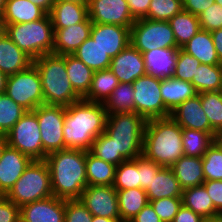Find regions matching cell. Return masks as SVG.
Here are the masks:
<instances>
[{"label": "cell", "instance_id": "cell-1", "mask_svg": "<svg viewBox=\"0 0 222 222\" xmlns=\"http://www.w3.org/2000/svg\"><path fill=\"white\" fill-rule=\"evenodd\" d=\"M107 115L103 103L81 99L66 106L63 127L66 148L90 151L95 138L105 131Z\"/></svg>", "mask_w": 222, "mask_h": 222}, {"label": "cell", "instance_id": "cell-2", "mask_svg": "<svg viewBox=\"0 0 222 222\" xmlns=\"http://www.w3.org/2000/svg\"><path fill=\"white\" fill-rule=\"evenodd\" d=\"M48 165L53 196L79 199L88 186L86 175V151L64 149L50 153L44 159Z\"/></svg>", "mask_w": 222, "mask_h": 222}, {"label": "cell", "instance_id": "cell-3", "mask_svg": "<svg viewBox=\"0 0 222 222\" xmlns=\"http://www.w3.org/2000/svg\"><path fill=\"white\" fill-rule=\"evenodd\" d=\"M142 155L163 167H171L184 156L182 127L170 116L147 120Z\"/></svg>", "mask_w": 222, "mask_h": 222}, {"label": "cell", "instance_id": "cell-4", "mask_svg": "<svg viewBox=\"0 0 222 222\" xmlns=\"http://www.w3.org/2000/svg\"><path fill=\"white\" fill-rule=\"evenodd\" d=\"M42 84L44 104L69 106L82 99L67 75L65 55L44 54L33 60Z\"/></svg>", "mask_w": 222, "mask_h": 222}, {"label": "cell", "instance_id": "cell-5", "mask_svg": "<svg viewBox=\"0 0 222 222\" xmlns=\"http://www.w3.org/2000/svg\"><path fill=\"white\" fill-rule=\"evenodd\" d=\"M147 120L135 112L107 115L105 132L113 138L116 154L125 160L142 155L144 130Z\"/></svg>", "mask_w": 222, "mask_h": 222}, {"label": "cell", "instance_id": "cell-6", "mask_svg": "<svg viewBox=\"0 0 222 222\" xmlns=\"http://www.w3.org/2000/svg\"><path fill=\"white\" fill-rule=\"evenodd\" d=\"M6 35L33 60L53 53L54 30L49 14L33 22L6 25Z\"/></svg>", "mask_w": 222, "mask_h": 222}, {"label": "cell", "instance_id": "cell-7", "mask_svg": "<svg viewBox=\"0 0 222 222\" xmlns=\"http://www.w3.org/2000/svg\"><path fill=\"white\" fill-rule=\"evenodd\" d=\"M5 196L18 207L53 196L45 160H33Z\"/></svg>", "mask_w": 222, "mask_h": 222}, {"label": "cell", "instance_id": "cell-8", "mask_svg": "<svg viewBox=\"0 0 222 222\" xmlns=\"http://www.w3.org/2000/svg\"><path fill=\"white\" fill-rule=\"evenodd\" d=\"M130 39L142 54L157 47L179 49L168 21L138 19L130 28Z\"/></svg>", "mask_w": 222, "mask_h": 222}, {"label": "cell", "instance_id": "cell-9", "mask_svg": "<svg viewBox=\"0 0 222 222\" xmlns=\"http://www.w3.org/2000/svg\"><path fill=\"white\" fill-rule=\"evenodd\" d=\"M5 93L26 111L44 104L41 77L34 64L7 78Z\"/></svg>", "mask_w": 222, "mask_h": 222}, {"label": "cell", "instance_id": "cell-10", "mask_svg": "<svg viewBox=\"0 0 222 222\" xmlns=\"http://www.w3.org/2000/svg\"><path fill=\"white\" fill-rule=\"evenodd\" d=\"M161 79L145 74L132 83L135 113L143 116L146 120L170 116L171 112L165 107L161 96Z\"/></svg>", "mask_w": 222, "mask_h": 222}, {"label": "cell", "instance_id": "cell-11", "mask_svg": "<svg viewBox=\"0 0 222 222\" xmlns=\"http://www.w3.org/2000/svg\"><path fill=\"white\" fill-rule=\"evenodd\" d=\"M33 112L37 115L39 123L43 160L50 153L67 149L63 136L65 106L42 104Z\"/></svg>", "mask_w": 222, "mask_h": 222}, {"label": "cell", "instance_id": "cell-12", "mask_svg": "<svg viewBox=\"0 0 222 222\" xmlns=\"http://www.w3.org/2000/svg\"><path fill=\"white\" fill-rule=\"evenodd\" d=\"M7 144L32 160H43V145L37 115L26 111L6 134Z\"/></svg>", "mask_w": 222, "mask_h": 222}, {"label": "cell", "instance_id": "cell-13", "mask_svg": "<svg viewBox=\"0 0 222 222\" xmlns=\"http://www.w3.org/2000/svg\"><path fill=\"white\" fill-rule=\"evenodd\" d=\"M79 200L94 216L120 219L117 191L112 185H88Z\"/></svg>", "mask_w": 222, "mask_h": 222}, {"label": "cell", "instance_id": "cell-14", "mask_svg": "<svg viewBox=\"0 0 222 222\" xmlns=\"http://www.w3.org/2000/svg\"><path fill=\"white\" fill-rule=\"evenodd\" d=\"M89 19L92 23L119 25L129 29L135 23L127 0H90Z\"/></svg>", "mask_w": 222, "mask_h": 222}, {"label": "cell", "instance_id": "cell-15", "mask_svg": "<svg viewBox=\"0 0 222 222\" xmlns=\"http://www.w3.org/2000/svg\"><path fill=\"white\" fill-rule=\"evenodd\" d=\"M118 78L119 83H133L147 74L145 59L131 43L111 59L109 68Z\"/></svg>", "mask_w": 222, "mask_h": 222}, {"label": "cell", "instance_id": "cell-16", "mask_svg": "<svg viewBox=\"0 0 222 222\" xmlns=\"http://www.w3.org/2000/svg\"><path fill=\"white\" fill-rule=\"evenodd\" d=\"M65 200L50 196L20 207V222H64Z\"/></svg>", "mask_w": 222, "mask_h": 222}, {"label": "cell", "instance_id": "cell-17", "mask_svg": "<svg viewBox=\"0 0 222 222\" xmlns=\"http://www.w3.org/2000/svg\"><path fill=\"white\" fill-rule=\"evenodd\" d=\"M90 36L111 58L130 44V29L125 26L93 23Z\"/></svg>", "mask_w": 222, "mask_h": 222}, {"label": "cell", "instance_id": "cell-18", "mask_svg": "<svg viewBox=\"0 0 222 222\" xmlns=\"http://www.w3.org/2000/svg\"><path fill=\"white\" fill-rule=\"evenodd\" d=\"M33 160L8 144L0 157V195L5 196Z\"/></svg>", "mask_w": 222, "mask_h": 222}, {"label": "cell", "instance_id": "cell-19", "mask_svg": "<svg viewBox=\"0 0 222 222\" xmlns=\"http://www.w3.org/2000/svg\"><path fill=\"white\" fill-rule=\"evenodd\" d=\"M170 117L182 128L212 133V127L202 108L199 93L177 106L171 111Z\"/></svg>", "mask_w": 222, "mask_h": 222}, {"label": "cell", "instance_id": "cell-20", "mask_svg": "<svg viewBox=\"0 0 222 222\" xmlns=\"http://www.w3.org/2000/svg\"><path fill=\"white\" fill-rule=\"evenodd\" d=\"M93 23L89 17L82 23L67 28H53V53L58 55L73 54L90 37Z\"/></svg>", "mask_w": 222, "mask_h": 222}, {"label": "cell", "instance_id": "cell-21", "mask_svg": "<svg viewBox=\"0 0 222 222\" xmlns=\"http://www.w3.org/2000/svg\"><path fill=\"white\" fill-rule=\"evenodd\" d=\"M33 64V59L6 35L0 39V70L7 76L27 69Z\"/></svg>", "mask_w": 222, "mask_h": 222}, {"label": "cell", "instance_id": "cell-22", "mask_svg": "<svg viewBox=\"0 0 222 222\" xmlns=\"http://www.w3.org/2000/svg\"><path fill=\"white\" fill-rule=\"evenodd\" d=\"M148 201L168 197H182L183 189L171 167H161L156 175H153L151 183L145 190Z\"/></svg>", "mask_w": 222, "mask_h": 222}, {"label": "cell", "instance_id": "cell-23", "mask_svg": "<svg viewBox=\"0 0 222 222\" xmlns=\"http://www.w3.org/2000/svg\"><path fill=\"white\" fill-rule=\"evenodd\" d=\"M49 15L53 28H67L89 17L88 5L56 0Z\"/></svg>", "mask_w": 222, "mask_h": 222}, {"label": "cell", "instance_id": "cell-24", "mask_svg": "<svg viewBox=\"0 0 222 222\" xmlns=\"http://www.w3.org/2000/svg\"><path fill=\"white\" fill-rule=\"evenodd\" d=\"M178 49L155 48L143 53L147 74L158 78L173 77Z\"/></svg>", "mask_w": 222, "mask_h": 222}, {"label": "cell", "instance_id": "cell-25", "mask_svg": "<svg viewBox=\"0 0 222 222\" xmlns=\"http://www.w3.org/2000/svg\"><path fill=\"white\" fill-rule=\"evenodd\" d=\"M171 169L183 190L203 185L205 181L202 157L184 155L171 166Z\"/></svg>", "mask_w": 222, "mask_h": 222}, {"label": "cell", "instance_id": "cell-26", "mask_svg": "<svg viewBox=\"0 0 222 222\" xmlns=\"http://www.w3.org/2000/svg\"><path fill=\"white\" fill-rule=\"evenodd\" d=\"M160 91L164 105L170 112L184 101L198 95L191 82L174 77L161 79Z\"/></svg>", "mask_w": 222, "mask_h": 222}, {"label": "cell", "instance_id": "cell-27", "mask_svg": "<svg viewBox=\"0 0 222 222\" xmlns=\"http://www.w3.org/2000/svg\"><path fill=\"white\" fill-rule=\"evenodd\" d=\"M47 13L29 0H6L2 19L5 25L33 22Z\"/></svg>", "mask_w": 222, "mask_h": 222}, {"label": "cell", "instance_id": "cell-28", "mask_svg": "<svg viewBox=\"0 0 222 222\" xmlns=\"http://www.w3.org/2000/svg\"><path fill=\"white\" fill-rule=\"evenodd\" d=\"M181 49L195 57L201 64L222 65L215 50L211 32L207 30L198 31Z\"/></svg>", "mask_w": 222, "mask_h": 222}, {"label": "cell", "instance_id": "cell-29", "mask_svg": "<svg viewBox=\"0 0 222 222\" xmlns=\"http://www.w3.org/2000/svg\"><path fill=\"white\" fill-rule=\"evenodd\" d=\"M116 191L121 222H129L149 203L144 189L130 188Z\"/></svg>", "mask_w": 222, "mask_h": 222}, {"label": "cell", "instance_id": "cell-30", "mask_svg": "<svg viewBox=\"0 0 222 222\" xmlns=\"http://www.w3.org/2000/svg\"><path fill=\"white\" fill-rule=\"evenodd\" d=\"M182 204L203 218L214 217L220 214L214 208L212 199L204 185L184 189Z\"/></svg>", "mask_w": 222, "mask_h": 222}, {"label": "cell", "instance_id": "cell-31", "mask_svg": "<svg viewBox=\"0 0 222 222\" xmlns=\"http://www.w3.org/2000/svg\"><path fill=\"white\" fill-rule=\"evenodd\" d=\"M118 84V78L110 69L94 71L90 89L82 99L104 104Z\"/></svg>", "mask_w": 222, "mask_h": 222}, {"label": "cell", "instance_id": "cell-32", "mask_svg": "<svg viewBox=\"0 0 222 222\" xmlns=\"http://www.w3.org/2000/svg\"><path fill=\"white\" fill-rule=\"evenodd\" d=\"M65 66L73 89L83 98L90 89L94 71L72 54H65Z\"/></svg>", "mask_w": 222, "mask_h": 222}, {"label": "cell", "instance_id": "cell-33", "mask_svg": "<svg viewBox=\"0 0 222 222\" xmlns=\"http://www.w3.org/2000/svg\"><path fill=\"white\" fill-rule=\"evenodd\" d=\"M86 175L88 185H113L116 165L110 164L86 151Z\"/></svg>", "mask_w": 222, "mask_h": 222}, {"label": "cell", "instance_id": "cell-34", "mask_svg": "<svg viewBox=\"0 0 222 222\" xmlns=\"http://www.w3.org/2000/svg\"><path fill=\"white\" fill-rule=\"evenodd\" d=\"M177 47L181 49L201 30L198 16L182 10L169 21Z\"/></svg>", "mask_w": 222, "mask_h": 222}, {"label": "cell", "instance_id": "cell-35", "mask_svg": "<svg viewBox=\"0 0 222 222\" xmlns=\"http://www.w3.org/2000/svg\"><path fill=\"white\" fill-rule=\"evenodd\" d=\"M72 55L81 60L93 71L109 69L112 59L93 41L91 36Z\"/></svg>", "mask_w": 222, "mask_h": 222}, {"label": "cell", "instance_id": "cell-36", "mask_svg": "<svg viewBox=\"0 0 222 222\" xmlns=\"http://www.w3.org/2000/svg\"><path fill=\"white\" fill-rule=\"evenodd\" d=\"M213 133L182 128V145L185 156L203 157L214 143Z\"/></svg>", "mask_w": 222, "mask_h": 222}, {"label": "cell", "instance_id": "cell-37", "mask_svg": "<svg viewBox=\"0 0 222 222\" xmlns=\"http://www.w3.org/2000/svg\"><path fill=\"white\" fill-rule=\"evenodd\" d=\"M191 84L198 93L220 91L222 86V65L201 64L197 68Z\"/></svg>", "mask_w": 222, "mask_h": 222}, {"label": "cell", "instance_id": "cell-38", "mask_svg": "<svg viewBox=\"0 0 222 222\" xmlns=\"http://www.w3.org/2000/svg\"><path fill=\"white\" fill-rule=\"evenodd\" d=\"M107 114L135 112L132 83H119L104 103Z\"/></svg>", "mask_w": 222, "mask_h": 222}, {"label": "cell", "instance_id": "cell-39", "mask_svg": "<svg viewBox=\"0 0 222 222\" xmlns=\"http://www.w3.org/2000/svg\"><path fill=\"white\" fill-rule=\"evenodd\" d=\"M201 105L212 127L214 135L222 133V94L217 92L199 93Z\"/></svg>", "mask_w": 222, "mask_h": 222}, {"label": "cell", "instance_id": "cell-40", "mask_svg": "<svg viewBox=\"0 0 222 222\" xmlns=\"http://www.w3.org/2000/svg\"><path fill=\"white\" fill-rule=\"evenodd\" d=\"M112 186L116 190L140 188L138 157L134 160H126L116 167L115 178Z\"/></svg>", "mask_w": 222, "mask_h": 222}, {"label": "cell", "instance_id": "cell-41", "mask_svg": "<svg viewBox=\"0 0 222 222\" xmlns=\"http://www.w3.org/2000/svg\"><path fill=\"white\" fill-rule=\"evenodd\" d=\"M25 112L6 93L0 94V133L6 135Z\"/></svg>", "mask_w": 222, "mask_h": 222}, {"label": "cell", "instance_id": "cell-42", "mask_svg": "<svg viewBox=\"0 0 222 222\" xmlns=\"http://www.w3.org/2000/svg\"><path fill=\"white\" fill-rule=\"evenodd\" d=\"M90 152L101 160L116 166L126 161L120 154H116L113 138L105 131L95 138Z\"/></svg>", "mask_w": 222, "mask_h": 222}, {"label": "cell", "instance_id": "cell-43", "mask_svg": "<svg viewBox=\"0 0 222 222\" xmlns=\"http://www.w3.org/2000/svg\"><path fill=\"white\" fill-rule=\"evenodd\" d=\"M182 10L183 3L180 0H151L148 14L145 18L149 20L169 21Z\"/></svg>", "mask_w": 222, "mask_h": 222}, {"label": "cell", "instance_id": "cell-44", "mask_svg": "<svg viewBox=\"0 0 222 222\" xmlns=\"http://www.w3.org/2000/svg\"><path fill=\"white\" fill-rule=\"evenodd\" d=\"M205 180H222V151L214 142L202 157Z\"/></svg>", "mask_w": 222, "mask_h": 222}, {"label": "cell", "instance_id": "cell-45", "mask_svg": "<svg viewBox=\"0 0 222 222\" xmlns=\"http://www.w3.org/2000/svg\"><path fill=\"white\" fill-rule=\"evenodd\" d=\"M200 65L201 62L195 57L187 54L182 49H178L173 77L179 80L192 82L193 76Z\"/></svg>", "mask_w": 222, "mask_h": 222}, {"label": "cell", "instance_id": "cell-46", "mask_svg": "<svg viewBox=\"0 0 222 222\" xmlns=\"http://www.w3.org/2000/svg\"><path fill=\"white\" fill-rule=\"evenodd\" d=\"M162 222H172L182 206V197H168L149 201Z\"/></svg>", "mask_w": 222, "mask_h": 222}, {"label": "cell", "instance_id": "cell-47", "mask_svg": "<svg viewBox=\"0 0 222 222\" xmlns=\"http://www.w3.org/2000/svg\"><path fill=\"white\" fill-rule=\"evenodd\" d=\"M93 215L79 199L65 200L64 222H92Z\"/></svg>", "mask_w": 222, "mask_h": 222}, {"label": "cell", "instance_id": "cell-48", "mask_svg": "<svg viewBox=\"0 0 222 222\" xmlns=\"http://www.w3.org/2000/svg\"><path fill=\"white\" fill-rule=\"evenodd\" d=\"M202 30L212 32L222 28V6L214 3L198 16Z\"/></svg>", "mask_w": 222, "mask_h": 222}, {"label": "cell", "instance_id": "cell-49", "mask_svg": "<svg viewBox=\"0 0 222 222\" xmlns=\"http://www.w3.org/2000/svg\"><path fill=\"white\" fill-rule=\"evenodd\" d=\"M161 167V165L146 159L143 155L138 157V171L141 189H147L153 179V175H156Z\"/></svg>", "mask_w": 222, "mask_h": 222}, {"label": "cell", "instance_id": "cell-50", "mask_svg": "<svg viewBox=\"0 0 222 222\" xmlns=\"http://www.w3.org/2000/svg\"><path fill=\"white\" fill-rule=\"evenodd\" d=\"M0 222H20V207L0 195Z\"/></svg>", "mask_w": 222, "mask_h": 222}, {"label": "cell", "instance_id": "cell-51", "mask_svg": "<svg viewBox=\"0 0 222 222\" xmlns=\"http://www.w3.org/2000/svg\"><path fill=\"white\" fill-rule=\"evenodd\" d=\"M214 208L222 214V180H205L203 182Z\"/></svg>", "mask_w": 222, "mask_h": 222}, {"label": "cell", "instance_id": "cell-52", "mask_svg": "<svg viewBox=\"0 0 222 222\" xmlns=\"http://www.w3.org/2000/svg\"><path fill=\"white\" fill-rule=\"evenodd\" d=\"M131 15L135 20L147 16L151 0H127Z\"/></svg>", "mask_w": 222, "mask_h": 222}, {"label": "cell", "instance_id": "cell-53", "mask_svg": "<svg viewBox=\"0 0 222 222\" xmlns=\"http://www.w3.org/2000/svg\"><path fill=\"white\" fill-rule=\"evenodd\" d=\"M214 3L215 0H186L183 3V10L199 16Z\"/></svg>", "mask_w": 222, "mask_h": 222}, {"label": "cell", "instance_id": "cell-54", "mask_svg": "<svg viewBox=\"0 0 222 222\" xmlns=\"http://www.w3.org/2000/svg\"><path fill=\"white\" fill-rule=\"evenodd\" d=\"M129 222H162L160 217L154 211V208L148 203L133 219Z\"/></svg>", "mask_w": 222, "mask_h": 222}, {"label": "cell", "instance_id": "cell-55", "mask_svg": "<svg viewBox=\"0 0 222 222\" xmlns=\"http://www.w3.org/2000/svg\"><path fill=\"white\" fill-rule=\"evenodd\" d=\"M203 219L202 216L182 204L172 222H203Z\"/></svg>", "mask_w": 222, "mask_h": 222}, {"label": "cell", "instance_id": "cell-56", "mask_svg": "<svg viewBox=\"0 0 222 222\" xmlns=\"http://www.w3.org/2000/svg\"><path fill=\"white\" fill-rule=\"evenodd\" d=\"M215 50L222 64V28L211 32Z\"/></svg>", "mask_w": 222, "mask_h": 222}, {"label": "cell", "instance_id": "cell-57", "mask_svg": "<svg viewBox=\"0 0 222 222\" xmlns=\"http://www.w3.org/2000/svg\"><path fill=\"white\" fill-rule=\"evenodd\" d=\"M29 1L39 6L47 14H49L56 0H29Z\"/></svg>", "mask_w": 222, "mask_h": 222}, {"label": "cell", "instance_id": "cell-58", "mask_svg": "<svg viewBox=\"0 0 222 222\" xmlns=\"http://www.w3.org/2000/svg\"><path fill=\"white\" fill-rule=\"evenodd\" d=\"M8 76L0 70V94H4L6 90Z\"/></svg>", "mask_w": 222, "mask_h": 222}, {"label": "cell", "instance_id": "cell-59", "mask_svg": "<svg viewBox=\"0 0 222 222\" xmlns=\"http://www.w3.org/2000/svg\"><path fill=\"white\" fill-rule=\"evenodd\" d=\"M92 222H121V219H110L106 217L94 216Z\"/></svg>", "mask_w": 222, "mask_h": 222}, {"label": "cell", "instance_id": "cell-60", "mask_svg": "<svg viewBox=\"0 0 222 222\" xmlns=\"http://www.w3.org/2000/svg\"><path fill=\"white\" fill-rule=\"evenodd\" d=\"M6 145H7L6 135L0 133V157Z\"/></svg>", "mask_w": 222, "mask_h": 222}, {"label": "cell", "instance_id": "cell-61", "mask_svg": "<svg viewBox=\"0 0 222 222\" xmlns=\"http://www.w3.org/2000/svg\"><path fill=\"white\" fill-rule=\"evenodd\" d=\"M203 222H222V214H219L214 217L204 218Z\"/></svg>", "mask_w": 222, "mask_h": 222}, {"label": "cell", "instance_id": "cell-62", "mask_svg": "<svg viewBox=\"0 0 222 222\" xmlns=\"http://www.w3.org/2000/svg\"><path fill=\"white\" fill-rule=\"evenodd\" d=\"M5 33H6V25L4 24L2 16H0V39L5 35Z\"/></svg>", "mask_w": 222, "mask_h": 222}, {"label": "cell", "instance_id": "cell-63", "mask_svg": "<svg viewBox=\"0 0 222 222\" xmlns=\"http://www.w3.org/2000/svg\"><path fill=\"white\" fill-rule=\"evenodd\" d=\"M214 142L218 145V147L222 151V133H218L215 135Z\"/></svg>", "mask_w": 222, "mask_h": 222}, {"label": "cell", "instance_id": "cell-64", "mask_svg": "<svg viewBox=\"0 0 222 222\" xmlns=\"http://www.w3.org/2000/svg\"><path fill=\"white\" fill-rule=\"evenodd\" d=\"M63 1L78 3L82 5H89L90 2V0H63Z\"/></svg>", "mask_w": 222, "mask_h": 222}, {"label": "cell", "instance_id": "cell-65", "mask_svg": "<svg viewBox=\"0 0 222 222\" xmlns=\"http://www.w3.org/2000/svg\"><path fill=\"white\" fill-rule=\"evenodd\" d=\"M6 0H0V16H2Z\"/></svg>", "mask_w": 222, "mask_h": 222}, {"label": "cell", "instance_id": "cell-66", "mask_svg": "<svg viewBox=\"0 0 222 222\" xmlns=\"http://www.w3.org/2000/svg\"><path fill=\"white\" fill-rule=\"evenodd\" d=\"M215 2L222 6V0H215Z\"/></svg>", "mask_w": 222, "mask_h": 222}]
</instances>
